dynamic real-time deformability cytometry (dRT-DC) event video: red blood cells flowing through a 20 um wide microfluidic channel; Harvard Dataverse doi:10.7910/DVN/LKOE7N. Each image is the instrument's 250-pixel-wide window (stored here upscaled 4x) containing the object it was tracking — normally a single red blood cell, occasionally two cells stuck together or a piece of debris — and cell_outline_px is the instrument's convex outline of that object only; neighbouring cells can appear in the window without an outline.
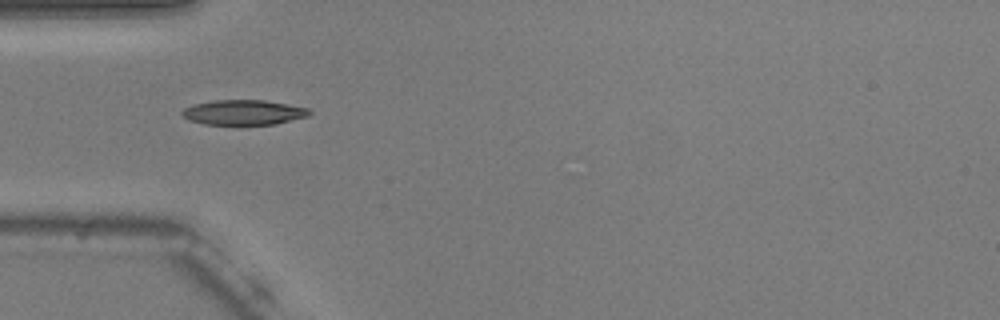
{"species": "common noctule bat (a hibernating species)", "species_latin": "Nyctalus noctula", "temperature_condition": "warm", "stored_images_in_passage": 26, "camera_frame_rate_fps": 3000, "um_per_image_px": 0.085, "animal": {"sex": "male", "body_mass_g": 20.5, "forearm_length_mm": 52.5}, "frame": {"image": 1, "passage_image": 1, "time_ms": 0.0, "image_size_px": [1000, 320], "cell_outline_px": [[312, 112], [308, 116], [276, 124], [204, 124], [188, 120], [180, 112], [184, 108], [192, 104], [216, 100], [264, 100], [288, 104], [308, 108]], "centroid_in_image_um": [20.7, 9.55], "position_along_channel_um": 64.3, "area_um2": 18.5}}
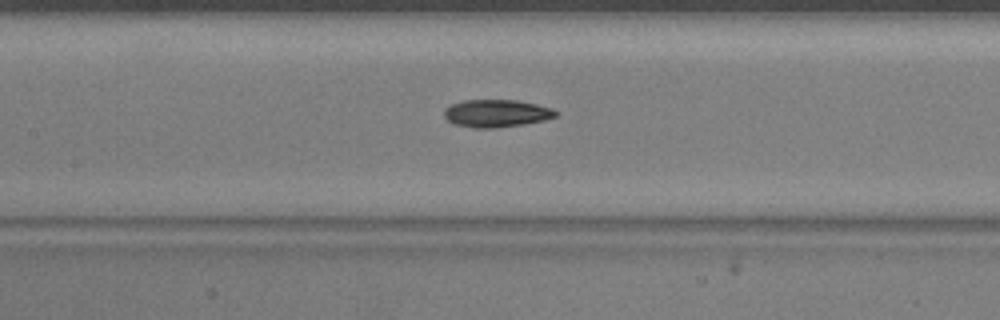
{"frame": {"image": 2, "passage_image": 9, "time_ms": 2.667, "image_size_px": [1000, 320], "cell_outline_px": [[560, 112], [556, 116], [544, 120], [524, 124], [496, 128], [472, 128], [452, 124], [444, 116], [444, 108], [448, 104], [464, 100], [516, 100], [536, 104], [552, 108]], "centroid_in_image_um": [42.16, 9.63], "position_along_channel_um": 165.2, "area_um2": 18.21}}
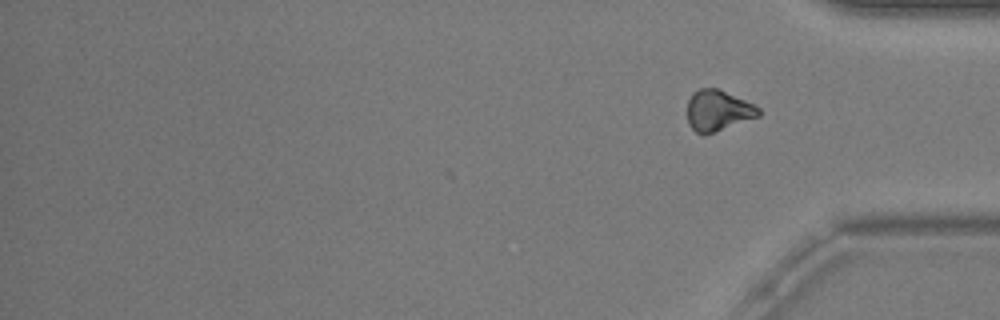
{"frame": {"image": 3, "passage_image": 26, "time_ms": 8.333, "image_size_px": [1000, 320], "cell_outline_px": [[760, 116], [704, 136], [696, 132], [688, 124], [688, 100], [692, 92], [700, 88], [716, 88], [756, 104], [760, 108]], "centroid_in_image_um": [61.04, 9.4], "position_along_channel_um": 374.2, "area_um2": 17.17}, "authors_computed_cell_mechanics": {"area_um2": 17.8891, "velocity_mm_per_s": 3.7559, "shape_relaxation_time_tau1_ms": 4.0687, "shape_relaxation_time_tau2_ms": 5.3871, "deformation_change_tau1": 0.1405, "deformation_change_tau2": 0.1147}}